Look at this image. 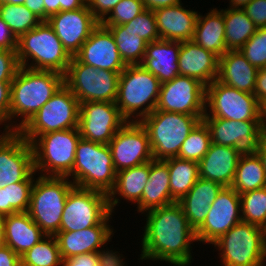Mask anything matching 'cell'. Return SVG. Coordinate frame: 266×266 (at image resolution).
Listing matches in <instances>:
<instances>
[{
    "label": "cell",
    "mask_w": 266,
    "mask_h": 266,
    "mask_svg": "<svg viewBox=\"0 0 266 266\" xmlns=\"http://www.w3.org/2000/svg\"><path fill=\"white\" fill-rule=\"evenodd\" d=\"M126 122L116 103L104 101L80 103L78 130L81 138L108 144Z\"/></svg>",
    "instance_id": "15"
},
{
    "label": "cell",
    "mask_w": 266,
    "mask_h": 266,
    "mask_svg": "<svg viewBox=\"0 0 266 266\" xmlns=\"http://www.w3.org/2000/svg\"><path fill=\"white\" fill-rule=\"evenodd\" d=\"M80 138L78 128L39 135L31 143L34 171L42 176L69 177Z\"/></svg>",
    "instance_id": "8"
},
{
    "label": "cell",
    "mask_w": 266,
    "mask_h": 266,
    "mask_svg": "<svg viewBox=\"0 0 266 266\" xmlns=\"http://www.w3.org/2000/svg\"><path fill=\"white\" fill-rule=\"evenodd\" d=\"M63 84L60 73L19 66L11 82L10 131L22 128Z\"/></svg>",
    "instance_id": "2"
},
{
    "label": "cell",
    "mask_w": 266,
    "mask_h": 266,
    "mask_svg": "<svg viewBox=\"0 0 266 266\" xmlns=\"http://www.w3.org/2000/svg\"><path fill=\"white\" fill-rule=\"evenodd\" d=\"M0 266H21V257L10 247L2 244L0 246Z\"/></svg>",
    "instance_id": "52"
},
{
    "label": "cell",
    "mask_w": 266,
    "mask_h": 266,
    "mask_svg": "<svg viewBox=\"0 0 266 266\" xmlns=\"http://www.w3.org/2000/svg\"><path fill=\"white\" fill-rule=\"evenodd\" d=\"M258 69L238 51H228L219 58L217 80L239 91L254 93Z\"/></svg>",
    "instance_id": "30"
},
{
    "label": "cell",
    "mask_w": 266,
    "mask_h": 266,
    "mask_svg": "<svg viewBox=\"0 0 266 266\" xmlns=\"http://www.w3.org/2000/svg\"><path fill=\"white\" fill-rule=\"evenodd\" d=\"M144 214L146 223L141 235L139 259L189 266L193 262L191 244L197 242V238L182 206L175 202Z\"/></svg>",
    "instance_id": "1"
},
{
    "label": "cell",
    "mask_w": 266,
    "mask_h": 266,
    "mask_svg": "<svg viewBox=\"0 0 266 266\" xmlns=\"http://www.w3.org/2000/svg\"><path fill=\"white\" fill-rule=\"evenodd\" d=\"M25 0H0V5L13 4V5H24Z\"/></svg>",
    "instance_id": "61"
},
{
    "label": "cell",
    "mask_w": 266,
    "mask_h": 266,
    "mask_svg": "<svg viewBox=\"0 0 266 266\" xmlns=\"http://www.w3.org/2000/svg\"><path fill=\"white\" fill-rule=\"evenodd\" d=\"M55 235H46L21 256V266H62Z\"/></svg>",
    "instance_id": "38"
},
{
    "label": "cell",
    "mask_w": 266,
    "mask_h": 266,
    "mask_svg": "<svg viewBox=\"0 0 266 266\" xmlns=\"http://www.w3.org/2000/svg\"><path fill=\"white\" fill-rule=\"evenodd\" d=\"M257 154L261 158L263 166H264L265 171H266V132L263 134V136L260 140Z\"/></svg>",
    "instance_id": "58"
},
{
    "label": "cell",
    "mask_w": 266,
    "mask_h": 266,
    "mask_svg": "<svg viewBox=\"0 0 266 266\" xmlns=\"http://www.w3.org/2000/svg\"><path fill=\"white\" fill-rule=\"evenodd\" d=\"M266 186V171L258 154L241 156L231 187L243 194Z\"/></svg>",
    "instance_id": "34"
},
{
    "label": "cell",
    "mask_w": 266,
    "mask_h": 266,
    "mask_svg": "<svg viewBox=\"0 0 266 266\" xmlns=\"http://www.w3.org/2000/svg\"><path fill=\"white\" fill-rule=\"evenodd\" d=\"M35 175L33 171L24 181L0 188V213L3 216L28 211Z\"/></svg>",
    "instance_id": "36"
},
{
    "label": "cell",
    "mask_w": 266,
    "mask_h": 266,
    "mask_svg": "<svg viewBox=\"0 0 266 266\" xmlns=\"http://www.w3.org/2000/svg\"><path fill=\"white\" fill-rule=\"evenodd\" d=\"M0 18L5 21L17 38L34 29L41 22L25 5H0Z\"/></svg>",
    "instance_id": "40"
},
{
    "label": "cell",
    "mask_w": 266,
    "mask_h": 266,
    "mask_svg": "<svg viewBox=\"0 0 266 266\" xmlns=\"http://www.w3.org/2000/svg\"><path fill=\"white\" fill-rule=\"evenodd\" d=\"M108 146L116 173L154 159L147 131L140 122L127 121Z\"/></svg>",
    "instance_id": "17"
},
{
    "label": "cell",
    "mask_w": 266,
    "mask_h": 266,
    "mask_svg": "<svg viewBox=\"0 0 266 266\" xmlns=\"http://www.w3.org/2000/svg\"><path fill=\"white\" fill-rule=\"evenodd\" d=\"M47 22L71 56L80 51L83 43L100 24L88 4L77 10L60 11L50 16Z\"/></svg>",
    "instance_id": "20"
},
{
    "label": "cell",
    "mask_w": 266,
    "mask_h": 266,
    "mask_svg": "<svg viewBox=\"0 0 266 266\" xmlns=\"http://www.w3.org/2000/svg\"><path fill=\"white\" fill-rule=\"evenodd\" d=\"M113 35L118 51L126 65H140L146 51L147 42L122 25L104 26Z\"/></svg>",
    "instance_id": "37"
},
{
    "label": "cell",
    "mask_w": 266,
    "mask_h": 266,
    "mask_svg": "<svg viewBox=\"0 0 266 266\" xmlns=\"http://www.w3.org/2000/svg\"><path fill=\"white\" fill-rule=\"evenodd\" d=\"M121 72L97 69L72 56L64 75V85L80 103L87 101L116 102Z\"/></svg>",
    "instance_id": "10"
},
{
    "label": "cell",
    "mask_w": 266,
    "mask_h": 266,
    "mask_svg": "<svg viewBox=\"0 0 266 266\" xmlns=\"http://www.w3.org/2000/svg\"><path fill=\"white\" fill-rule=\"evenodd\" d=\"M45 236L27 211L4 216L1 236L3 244L10 247L19 257Z\"/></svg>",
    "instance_id": "26"
},
{
    "label": "cell",
    "mask_w": 266,
    "mask_h": 266,
    "mask_svg": "<svg viewBox=\"0 0 266 266\" xmlns=\"http://www.w3.org/2000/svg\"><path fill=\"white\" fill-rule=\"evenodd\" d=\"M160 39L184 42L192 40L198 11L186 9L183 3L154 10Z\"/></svg>",
    "instance_id": "24"
},
{
    "label": "cell",
    "mask_w": 266,
    "mask_h": 266,
    "mask_svg": "<svg viewBox=\"0 0 266 266\" xmlns=\"http://www.w3.org/2000/svg\"><path fill=\"white\" fill-rule=\"evenodd\" d=\"M121 0H88L93 16L101 22Z\"/></svg>",
    "instance_id": "49"
},
{
    "label": "cell",
    "mask_w": 266,
    "mask_h": 266,
    "mask_svg": "<svg viewBox=\"0 0 266 266\" xmlns=\"http://www.w3.org/2000/svg\"><path fill=\"white\" fill-rule=\"evenodd\" d=\"M11 82H0V127L10 131Z\"/></svg>",
    "instance_id": "46"
},
{
    "label": "cell",
    "mask_w": 266,
    "mask_h": 266,
    "mask_svg": "<svg viewBox=\"0 0 266 266\" xmlns=\"http://www.w3.org/2000/svg\"><path fill=\"white\" fill-rule=\"evenodd\" d=\"M18 38L5 21L0 18V50L17 51Z\"/></svg>",
    "instance_id": "50"
},
{
    "label": "cell",
    "mask_w": 266,
    "mask_h": 266,
    "mask_svg": "<svg viewBox=\"0 0 266 266\" xmlns=\"http://www.w3.org/2000/svg\"><path fill=\"white\" fill-rule=\"evenodd\" d=\"M110 213L108 194L74 186L67 195L60 231H78L99 225Z\"/></svg>",
    "instance_id": "12"
},
{
    "label": "cell",
    "mask_w": 266,
    "mask_h": 266,
    "mask_svg": "<svg viewBox=\"0 0 266 266\" xmlns=\"http://www.w3.org/2000/svg\"><path fill=\"white\" fill-rule=\"evenodd\" d=\"M240 195L242 221L266 227V186Z\"/></svg>",
    "instance_id": "41"
},
{
    "label": "cell",
    "mask_w": 266,
    "mask_h": 266,
    "mask_svg": "<svg viewBox=\"0 0 266 266\" xmlns=\"http://www.w3.org/2000/svg\"><path fill=\"white\" fill-rule=\"evenodd\" d=\"M146 10H157L159 8L170 7L181 3V0H142Z\"/></svg>",
    "instance_id": "54"
},
{
    "label": "cell",
    "mask_w": 266,
    "mask_h": 266,
    "mask_svg": "<svg viewBox=\"0 0 266 266\" xmlns=\"http://www.w3.org/2000/svg\"><path fill=\"white\" fill-rule=\"evenodd\" d=\"M161 82L141 65H127L120 73L116 105L127 121L139 122L157 105Z\"/></svg>",
    "instance_id": "4"
},
{
    "label": "cell",
    "mask_w": 266,
    "mask_h": 266,
    "mask_svg": "<svg viewBox=\"0 0 266 266\" xmlns=\"http://www.w3.org/2000/svg\"><path fill=\"white\" fill-rule=\"evenodd\" d=\"M240 157L233 147L211 142L207 153L198 162L199 177L231 187Z\"/></svg>",
    "instance_id": "25"
},
{
    "label": "cell",
    "mask_w": 266,
    "mask_h": 266,
    "mask_svg": "<svg viewBox=\"0 0 266 266\" xmlns=\"http://www.w3.org/2000/svg\"><path fill=\"white\" fill-rule=\"evenodd\" d=\"M149 173L150 161L116 173L114 188L108 194V204L112 214L115 213V207L119 205L121 197L134 205L141 201L143 190L149 179Z\"/></svg>",
    "instance_id": "31"
},
{
    "label": "cell",
    "mask_w": 266,
    "mask_h": 266,
    "mask_svg": "<svg viewBox=\"0 0 266 266\" xmlns=\"http://www.w3.org/2000/svg\"><path fill=\"white\" fill-rule=\"evenodd\" d=\"M205 108L203 117L259 120V102L253 94L229 87L217 79L206 86Z\"/></svg>",
    "instance_id": "13"
},
{
    "label": "cell",
    "mask_w": 266,
    "mask_h": 266,
    "mask_svg": "<svg viewBox=\"0 0 266 266\" xmlns=\"http://www.w3.org/2000/svg\"><path fill=\"white\" fill-rule=\"evenodd\" d=\"M68 178L77 187L109 194L115 185L116 171L108 144L80 138L72 173Z\"/></svg>",
    "instance_id": "6"
},
{
    "label": "cell",
    "mask_w": 266,
    "mask_h": 266,
    "mask_svg": "<svg viewBox=\"0 0 266 266\" xmlns=\"http://www.w3.org/2000/svg\"><path fill=\"white\" fill-rule=\"evenodd\" d=\"M203 224L195 231L197 242L212 245L234 225L242 221L240 195L232 187H223Z\"/></svg>",
    "instance_id": "19"
},
{
    "label": "cell",
    "mask_w": 266,
    "mask_h": 266,
    "mask_svg": "<svg viewBox=\"0 0 266 266\" xmlns=\"http://www.w3.org/2000/svg\"><path fill=\"white\" fill-rule=\"evenodd\" d=\"M173 203L175 201L171 198L168 159H153L150 161L148 182L135 211L144 214L150 210Z\"/></svg>",
    "instance_id": "28"
},
{
    "label": "cell",
    "mask_w": 266,
    "mask_h": 266,
    "mask_svg": "<svg viewBox=\"0 0 266 266\" xmlns=\"http://www.w3.org/2000/svg\"><path fill=\"white\" fill-rule=\"evenodd\" d=\"M3 221H4V216L0 213V235H2L3 232Z\"/></svg>",
    "instance_id": "63"
},
{
    "label": "cell",
    "mask_w": 266,
    "mask_h": 266,
    "mask_svg": "<svg viewBox=\"0 0 266 266\" xmlns=\"http://www.w3.org/2000/svg\"><path fill=\"white\" fill-rule=\"evenodd\" d=\"M259 120L264 132H266V98L259 102Z\"/></svg>",
    "instance_id": "59"
},
{
    "label": "cell",
    "mask_w": 266,
    "mask_h": 266,
    "mask_svg": "<svg viewBox=\"0 0 266 266\" xmlns=\"http://www.w3.org/2000/svg\"><path fill=\"white\" fill-rule=\"evenodd\" d=\"M62 266H98L97 253L75 255L63 260Z\"/></svg>",
    "instance_id": "51"
},
{
    "label": "cell",
    "mask_w": 266,
    "mask_h": 266,
    "mask_svg": "<svg viewBox=\"0 0 266 266\" xmlns=\"http://www.w3.org/2000/svg\"><path fill=\"white\" fill-rule=\"evenodd\" d=\"M265 243H266V227L264 228Z\"/></svg>",
    "instance_id": "64"
},
{
    "label": "cell",
    "mask_w": 266,
    "mask_h": 266,
    "mask_svg": "<svg viewBox=\"0 0 266 266\" xmlns=\"http://www.w3.org/2000/svg\"><path fill=\"white\" fill-rule=\"evenodd\" d=\"M178 67L180 75L195 78L208 86L218 77L219 57L188 40L181 42Z\"/></svg>",
    "instance_id": "23"
},
{
    "label": "cell",
    "mask_w": 266,
    "mask_h": 266,
    "mask_svg": "<svg viewBox=\"0 0 266 266\" xmlns=\"http://www.w3.org/2000/svg\"><path fill=\"white\" fill-rule=\"evenodd\" d=\"M181 42L158 39L147 43L141 66L155 75L161 83L179 74L178 58Z\"/></svg>",
    "instance_id": "27"
},
{
    "label": "cell",
    "mask_w": 266,
    "mask_h": 266,
    "mask_svg": "<svg viewBox=\"0 0 266 266\" xmlns=\"http://www.w3.org/2000/svg\"><path fill=\"white\" fill-rule=\"evenodd\" d=\"M74 186L68 177H35L27 212L46 235L60 232L67 195Z\"/></svg>",
    "instance_id": "7"
},
{
    "label": "cell",
    "mask_w": 266,
    "mask_h": 266,
    "mask_svg": "<svg viewBox=\"0 0 266 266\" xmlns=\"http://www.w3.org/2000/svg\"><path fill=\"white\" fill-rule=\"evenodd\" d=\"M239 51L257 69L266 68V27L257 28Z\"/></svg>",
    "instance_id": "43"
},
{
    "label": "cell",
    "mask_w": 266,
    "mask_h": 266,
    "mask_svg": "<svg viewBox=\"0 0 266 266\" xmlns=\"http://www.w3.org/2000/svg\"><path fill=\"white\" fill-rule=\"evenodd\" d=\"M266 266V243L263 246L260 265L259 266Z\"/></svg>",
    "instance_id": "62"
},
{
    "label": "cell",
    "mask_w": 266,
    "mask_h": 266,
    "mask_svg": "<svg viewBox=\"0 0 266 266\" xmlns=\"http://www.w3.org/2000/svg\"><path fill=\"white\" fill-rule=\"evenodd\" d=\"M80 102L63 84L18 132L31 144L39 135L78 128Z\"/></svg>",
    "instance_id": "9"
},
{
    "label": "cell",
    "mask_w": 266,
    "mask_h": 266,
    "mask_svg": "<svg viewBox=\"0 0 266 266\" xmlns=\"http://www.w3.org/2000/svg\"><path fill=\"white\" fill-rule=\"evenodd\" d=\"M209 127L211 142L230 146L240 155H254L265 133L260 120H226L220 117H203Z\"/></svg>",
    "instance_id": "16"
},
{
    "label": "cell",
    "mask_w": 266,
    "mask_h": 266,
    "mask_svg": "<svg viewBox=\"0 0 266 266\" xmlns=\"http://www.w3.org/2000/svg\"><path fill=\"white\" fill-rule=\"evenodd\" d=\"M171 198L179 202L193 187L199 177V164L178 157L168 158Z\"/></svg>",
    "instance_id": "35"
},
{
    "label": "cell",
    "mask_w": 266,
    "mask_h": 266,
    "mask_svg": "<svg viewBox=\"0 0 266 266\" xmlns=\"http://www.w3.org/2000/svg\"><path fill=\"white\" fill-rule=\"evenodd\" d=\"M145 10L142 0H121L100 24L103 26L123 25Z\"/></svg>",
    "instance_id": "42"
},
{
    "label": "cell",
    "mask_w": 266,
    "mask_h": 266,
    "mask_svg": "<svg viewBox=\"0 0 266 266\" xmlns=\"http://www.w3.org/2000/svg\"><path fill=\"white\" fill-rule=\"evenodd\" d=\"M125 29H130L147 43L160 39L157 30L154 12L145 10L130 22L122 25Z\"/></svg>",
    "instance_id": "44"
},
{
    "label": "cell",
    "mask_w": 266,
    "mask_h": 266,
    "mask_svg": "<svg viewBox=\"0 0 266 266\" xmlns=\"http://www.w3.org/2000/svg\"><path fill=\"white\" fill-rule=\"evenodd\" d=\"M97 255L98 266H127L126 260L123 255L120 254V251H114V249L110 250L108 247L105 249L104 245L98 250Z\"/></svg>",
    "instance_id": "48"
},
{
    "label": "cell",
    "mask_w": 266,
    "mask_h": 266,
    "mask_svg": "<svg viewBox=\"0 0 266 266\" xmlns=\"http://www.w3.org/2000/svg\"><path fill=\"white\" fill-rule=\"evenodd\" d=\"M24 5L41 21H44V0H25Z\"/></svg>",
    "instance_id": "55"
},
{
    "label": "cell",
    "mask_w": 266,
    "mask_h": 266,
    "mask_svg": "<svg viewBox=\"0 0 266 266\" xmlns=\"http://www.w3.org/2000/svg\"><path fill=\"white\" fill-rule=\"evenodd\" d=\"M206 86L199 80L178 75L161 83L156 110L204 116Z\"/></svg>",
    "instance_id": "14"
},
{
    "label": "cell",
    "mask_w": 266,
    "mask_h": 266,
    "mask_svg": "<svg viewBox=\"0 0 266 266\" xmlns=\"http://www.w3.org/2000/svg\"><path fill=\"white\" fill-rule=\"evenodd\" d=\"M60 12L59 0H44V21Z\"/></svg>",
    "instance_id": "56"
},
{
    "label": "cell",
    "mask_w": 266,
    "mask_h": 266,
    "mask_svg": "<svg viewBox=\"0 0 266 266\" xmlns=\"http://www.w3.org/2000/svg\"><path fill=\"white\" fill-rule=\"evenodd\" d=\"M223 186L215 181L199 178L190 191L178 202L189 225L196 231L204 222L210 205Z\"/></svg>",
    "instance_id": "29"
},
{
    "label": "cell",
    "mask_w": 266,
    "mask_h": 266,
    "mask_svg": "<svg viewBox=\"0 0 266 266\" xmlns=\"http://www.w3.org/2000/svg\"><path fill=\"white\" fill-rule=\"evenodd\" d=\"M253 95L258 102L266 98V68L258 69Z\"/></svg>",
    "instance_id": "53"
},
{
    "label": "cell",
    "mask_w": 266,
    "mask_h": 266,
    "mask_svg": "<svg viewBox=\"0 0 266 266\" xmlns=\"http://www.w3.org/2000/svg\"><path fill=\"white\" fill-rule=\"evenodd\" d=\"M113 214L110 213L99 225L78 231H60L55 237L58 242L62 260L75 255L97 253L103 246H107L114 236V227L109 222Z\"/></svg>",
    "instance_id": "22"
},
{
    "label": "cell",
    "mask_w": 266,
    "mask_h": 266,
    "mask_svg": "<svg viewBox=\"0 0 266 266\" xmlns=\"http://www.w3.org/2000/svg\"><path fill=\"white\" fill-rule=\"evenodd\" d=\"M60 11L77 10L87 4L86 0H59Z\"/></svg>",
    "instance_id": "57"
},
{
    "label": "cell",
    "mask_w": 266,
    "mask_h": 266,
    "mask_svg": "<svg viewBox=\"0 0 266 266\" xmlns=\"http://www.w3.org/2000/svg\"><path fill=\"white\" fill-rule=\"evenodd\" d=\"M16 54L19 66L54 71L63 76L72 59L47 21H41L18 38Z\"/></svg>",
    "instance_id": "3"
},
{
    "label": "cell",
    "mask_w": 266,
    "mask_h": 266,
    "mask_svg": "<svg viewBox=\"0 0 266 266\" xmlns=\"http://www.w3.org/2000/svg\"><path fill=\"white\" fill-rule=\"evenodd\" d=\"M251 1L253 0H229V8L243 9Z\"/></svg>",
    "instance_id": "60"
},
{
    "label": "cell",
    "mask_w": 266,
    "mask_h": 266,
    "mask_svg": "<svg viewBox=\"0 0 266 266\" xmlns=\"http://www.w3.org/2000/svg\"><path fill=\"white\" fill-rule=\"evenodd\" d=\"M211 144L209 127L201 120L183 142L178 158L199 162Z\"/></svg>",
    "instance_id": "39"
},
{
    "label": "cell",
    "mask_w": 266,
    "mask_h": 266,
    "mask_svg": "<svg viewBox=\"0 0 266 266\" xmlns=\"http://www.w3.org/2000/svg\"><path fill=\"white\" fill-rule=\"evenodd\" d=\"M203 116L154 110L139 122L147 131L155 160L177 157L189 133Z\"/></svg>",
    "instance_id": "5"
},
{
    "label": "cell",
    "mask_w": 266,
    "mask_h": 266,
    "mask_svg": "<svg viewBox=\"0 0 266 266\" xmlns=\"http://www.w3.org/2000/svg\"><path fill=\"white\" fill-rule=\"evenodd\" d=\"M264 244V228L240 221L212 246L223 266H259Z\"/></svg>",
    "instance_id": "11"
},
{
    "label": "cell",
    "mask_w": 266,
    "mask_h": 266,
    "mask_svg": "<svg viewBox=\"0 0 266 266\" xmlns=\"http://www.w3.org/2000/svg\"><path fill=\"white\" fill-rule=\"evenodd\" d=\"M225 42L228 51H238L255 34L257 27L243 9H223Z\"/></svg>",
    "instance_id": "33"
},
{
    "label": "cell",
    "mask_w": 266,
    "mask_h": 266,
    "mask_svg": "<svg viewBox=\"0 0 266 266\" xmlns=\"http://www.w3.org/2000/svg\"><path fill=\"white\" fill-rule=\"evenodd\" d=\"M1 236H2V235H0V246L3 244V241H2Z\"/></svg>",
    "instance_id": "65"
},
{
    "label": "cell",
    "mask_w": 266,
    "mask_h": 266,
    "mask_svg": "<svg viewBox=\"0 0 266 266\" xmlns=\"http://www.w3.org/2000/svg\"><path fill=\"white\" fill-rule=\"evenodd\" d=\"M243 10L257 28L266 27V0H253Z\"/></svg>",
    "instance_id": "47"
},
{
    "label": "cell",
    "mask_w": 266,
    "mask_h": 266,
    "mask_svg": "<svg viewBox=\"0 0 266 266\" xmlns=\"http://www.w3.org/2000/svg\"><path fill=\"white\" fill-rule=\"evenodd\" d=\"M33 171L31 144L18 131L1 132L0 188L24 181Z\"/></svg>",
    "instance_id": "18"
},
{
    "label": "cell",
    "mask_w": 266,
    "mask_h": 266,
    "mask_svg": "<svg viewBox=\"0 0 266 266\" xmlns=\"http://www.w3.org/2000/svg\"><path fill=\"white\" fill-rule=\"evenodd\" d=\"M205 14L203 16L202 13H198L192 40L220 58L228 52L225 42L223 9L212 8Z\"/></svg>",
    "instance_id": "32"
},
{
    "label": "cell",
    "mask_w": 266,
    "mask_h": 266,
    "mask_svg": "<svg viewBox=\"0 0 266 266\" xmlns=\"http://www.w3.org/2000/svg\"><path fill=\"white\" fill-rule=\"evenodd\" d=\"M18 68L16 51L0 50V82H12Z\"/></svg>",
    "instance_id": "45"
},
{
    "label": "cell",
    "mask_w": 266,
    "mask_h": 266,
    "mask_svg": "<svg viewBox=\"0 0 266 266\" xmlns=\"http://www.w3.org/2000/svg\"><path fill=\"white\" fill-rule=\"evenodd\" d=\"M75 57L83 64L114 72H122L127 66L112 33L102 24L92 31Z\"/></svg>",
    "instance_id": "21"
}]
</instances>
